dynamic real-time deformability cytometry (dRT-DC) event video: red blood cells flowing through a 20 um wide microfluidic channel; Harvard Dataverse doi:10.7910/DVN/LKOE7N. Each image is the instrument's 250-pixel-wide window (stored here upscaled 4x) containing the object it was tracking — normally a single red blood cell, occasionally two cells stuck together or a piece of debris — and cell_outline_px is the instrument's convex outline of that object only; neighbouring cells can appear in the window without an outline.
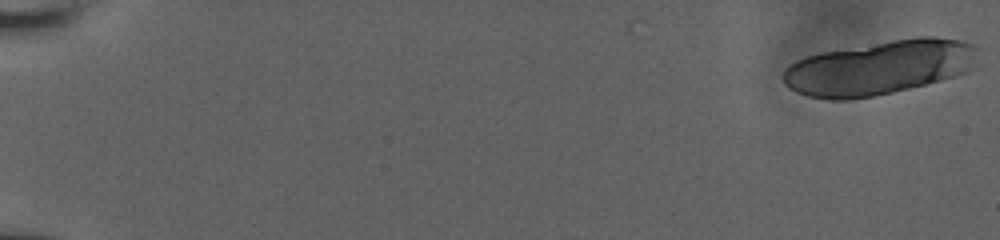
{"species": "human", "species_latin": "Homo sapiens", "temperature_condition": "room temperature", "stored_images_in_passage": 23, "camera_frame_rate_fps": 3000, "um_per_image_px": 0.085, "donor": {"sex": "male"}, "frame": {"image": 1, "passage_image": 1, "time_ms": 0.0, "image_size_px": [1000, 240], "cell_outline_px": [[976, 48], [968, 68], [964, 72], [956, 76], [892, 92], [872, 96], [848, 100], [828, 100], [808, 96], [796, 92], [788, 88], [784, 84], [784, 68], [796, 60], [808, 56], [824, 52], [892, 40], [920, 36], [936, 36], [960, 40], [976, 44]], "centroid_in_image_um": [74.68, 5.75], "position_along_channel_um": 10.3, "area_um2": 60.81}}